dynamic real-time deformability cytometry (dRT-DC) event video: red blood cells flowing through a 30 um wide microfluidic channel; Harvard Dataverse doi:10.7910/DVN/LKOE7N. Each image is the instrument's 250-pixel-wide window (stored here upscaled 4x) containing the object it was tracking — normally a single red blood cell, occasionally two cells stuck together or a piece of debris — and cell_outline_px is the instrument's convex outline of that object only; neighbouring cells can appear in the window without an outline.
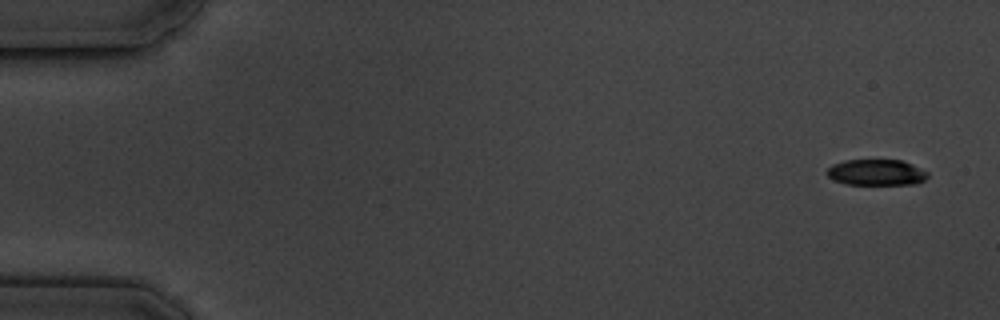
{"species": "common noctule bat (a hibernating species)", "species_latin": "Nyctalus noctula", "temperature_condition": "cold", "stored_images_in_passage": 6, "camera_frame_rate_fps": 3000, "um_per_image_px": 0.085, "animal": {"sex": "male", "body_mass_g": 19.5, "forearm_length_mm": 54.6}, "frame": {"image": 1, "passage_image": 1, "time_ms": 0.0, "image_size_px": [1000, 320], "cell_outline_px": [[928, 176], [924, 180], [916, 184], [844, 184], [832, 180], [824, 172], [832, 164], [844, 160], [900, 160], [912, 164], [928, 172]], "centroid_in_image_um": [74.45, 14.65], "position_along_channel_um": 10.6, "area_um2": 15.37}}
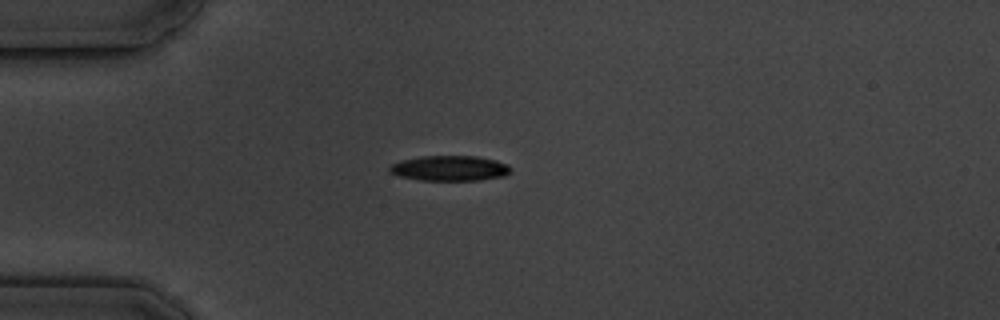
{"frame": {"image": 2, "passage_image": 4, "time_ms": 4.333, "image_size_px": [1000, 320], "cell_outline_px": [[512, 172], [504, 176], [480, 180], [420, 180], [400, 176], [392, 172], [388, 168], [392, 164], [400, 160], [420, 156], [476, 156], [496, 160], [508, 164], [512, 168]], "centroid_in_image_um": [38.27, 14.29], "position_along_channel_um": 46.7, "area_um2": 17.86}}